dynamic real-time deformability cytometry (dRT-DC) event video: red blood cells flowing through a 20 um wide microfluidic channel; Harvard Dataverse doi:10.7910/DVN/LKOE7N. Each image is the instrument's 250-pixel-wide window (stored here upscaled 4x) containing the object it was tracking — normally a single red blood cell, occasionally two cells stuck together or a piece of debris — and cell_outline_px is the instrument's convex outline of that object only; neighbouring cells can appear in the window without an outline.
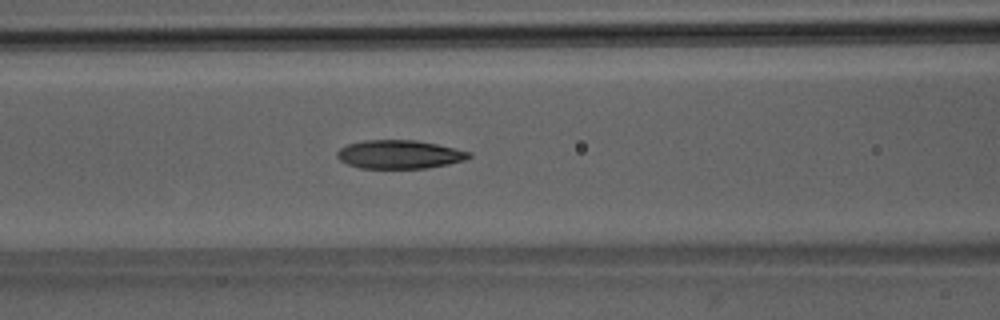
{"species": "Egyptian fruit bat (a non-hibernating species)", "species_latin": "Rousettus aegyptiacus", "temperature_condition": "room temperature", "stored_images_in_passage": 51, "camera_frame_rate_fps": 3000, "um_per_image_px": 0.085, "animal": {"sex": "male"}, "frame": {"image": 1, "passage_image": 22, "time_ms": 7.0, "image_size_px": [1000, 320], "cell_outline_px": [[472, 156], [464, 160], [448, 164], [428, 168], [360, 168], [348, 164], [340, 160], [336, 156], [336, 152], [340, 148], [348, 144], [364, 140], [416, 140], [436, 144], [472, 152]], "centroid_in_image_um": [33.95, 13.12], "position_along_channel_um": 132.7, "area_um2": 21.91}}
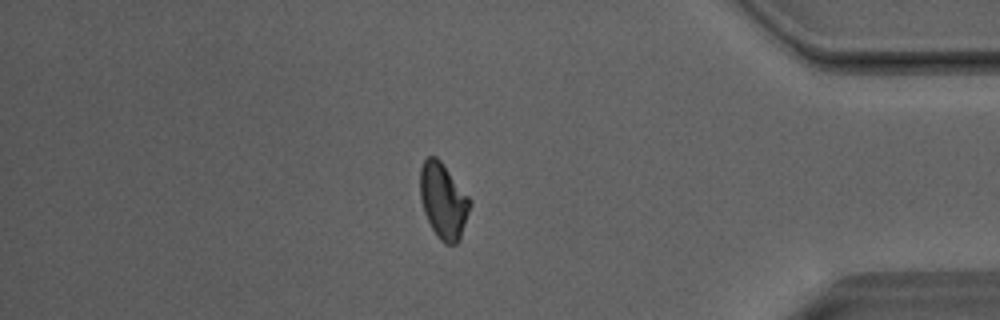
{"frame": {"image": 2, "passage_image": 44, "time_ms": 14.333, "image_size_px": [1000, 320], "cell_outline_px": [[472, 204], [460, 240], [456, 244], [444, 244], [436, 236], [424, 212], [420, 196], [420, 168], [424, 160], [428, 156], [436, 156], [440, 160], [472, 200]], "centroid_in_image_um": [37.7, 17.08], "position_along_channel_um": 397.5, "area_um2": 22.08}}
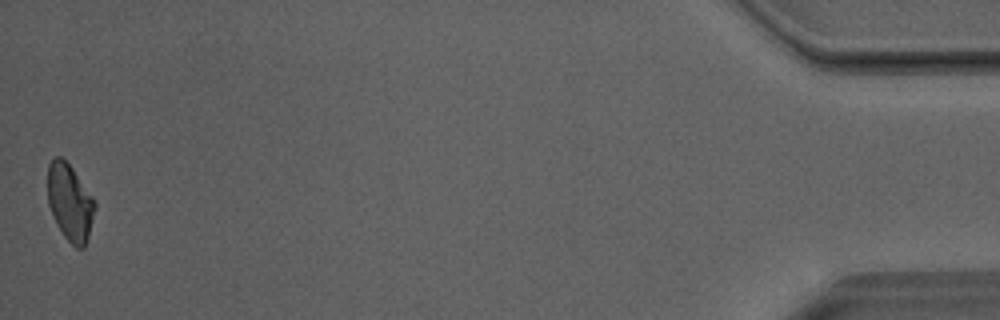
{"frame": {"image": 3, "passage_image": 51, "time_ms": 16.667, "image_size_px": [1000, 320], "cell_outline_px": [[96, 208], [88, 236], [84, 248], [76, 248], [64, 236], [56, 224], [52, 216], [48, 204], [48, 164], [56, 156], [60, 156], [72, 168], [96, 200]], "centroid_in_image_um": [5.95, 17.21], "position_along_channel_um": 429.2, "area_um2": 21.15}, "authors_computed_cell_mechanics": {"area_um2": 22.1952, "velocity_mm_per_s": 4.0537, "shape_relaxation_time_tau1_ms": 6.5495, "shape_relaxation_time_tau2_ms": 3.9543, "deformation_change_tau1": 0.1755, "deformation_change_tau2": 0.0994}}